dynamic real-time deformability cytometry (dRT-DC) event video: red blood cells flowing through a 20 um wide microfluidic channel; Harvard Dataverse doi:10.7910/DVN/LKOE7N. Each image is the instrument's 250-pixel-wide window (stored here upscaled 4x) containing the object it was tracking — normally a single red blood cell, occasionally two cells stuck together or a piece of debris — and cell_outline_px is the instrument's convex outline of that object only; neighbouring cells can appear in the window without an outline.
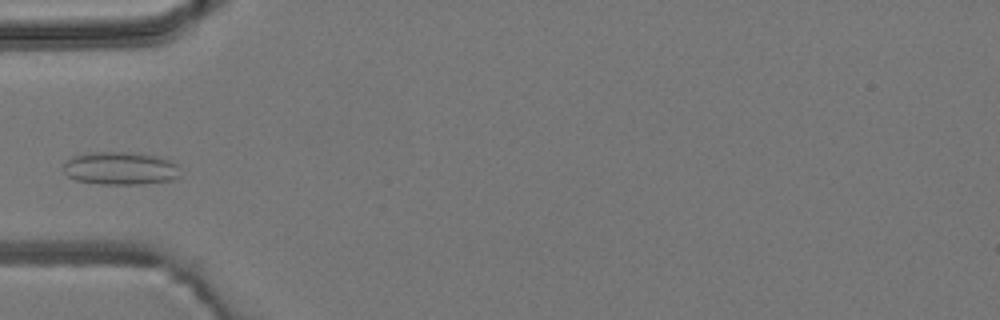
{"species": "common noctule bat (a hibernating species)", "species_latin": "Nyctalus noctula", "temperature_condition": "room temperature", "stored_images_in_passage": 7, "camera_frame_rate_fps": 3000, "um_per_image_px": 0.085, "animal": {"sex": "male", "body_mass_g": 19.2, "forearm_length_mm": 51.8}, "frame": {"image": 1, "passage_image": 3, "time_ms": 2.667, "image_size_px": [1000, 320], "cell_outline_px": [[180, 176], [172, 180], [140, 184], [100, 184], [76, 180], [68, 176], [64, 172], [64, 164], [72, 156], [88, 152], [128, 152], [156, 156], [172, 160], [176, 164]], "centroid_in_image_um": [10.22, 14.3], "position_along_channel_um": 74.8, "area_um2": 22.43}}